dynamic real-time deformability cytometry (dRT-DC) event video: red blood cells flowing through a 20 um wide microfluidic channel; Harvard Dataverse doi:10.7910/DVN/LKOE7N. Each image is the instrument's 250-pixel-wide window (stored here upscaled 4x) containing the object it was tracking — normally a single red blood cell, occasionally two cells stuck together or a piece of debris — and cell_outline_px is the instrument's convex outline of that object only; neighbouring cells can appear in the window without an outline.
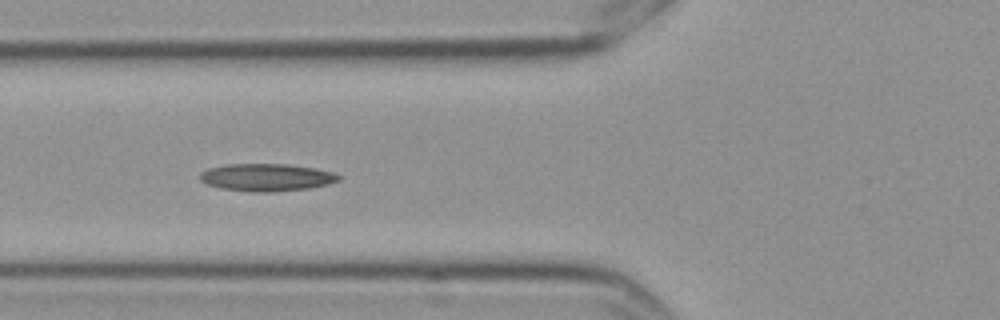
{"species": "Egyptian fruit bat (a non-hibernating species)", "species_latin": "Rousettus aegyptiacus", "temperature_condition": "cold", "stored_images_in_passage": 6, "camera_frame_rate_fps": 3000, "um_per_image_px": 0.085, "frame": {"image": 1, "passage_image": 4, "time_ms": 1.0, "image_size_px": [1000, 320], "cell_outline_px": [[340, 180], [328, 184], [308, 188], [272, 192], [252, 192], [220, 188], [208, 184], [200, 180], [200, 172], [208, 168], [228, 164], [288, 164], [316, 168], [332, 172], [340, 176]], "centroid_in_image_um": [22.65, 15.07], "position_along_channel_um": 103.1, "area_um2": 22.2}}
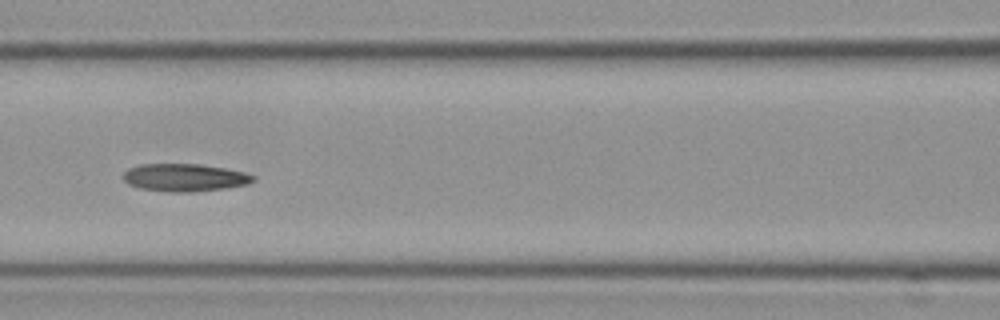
{"frame": {"image": 2, "passage_image": 5, "time_ms": 1.333, "image_size_px": [1000, 320], "cell_outline_px": [[256, 180], [248, 184], [224, 188], [192, 192], [168, 192], [140, 188], [128, 184], [124, 180], [124, 172], [128, 168], [140, 164], [196, 164], [224, 168], [244, 172], [256, 176]], "centroid_in_image_um": [15.7, 15.09], "position_along_channel_um": 150.9, "area_um2": 20.92}}
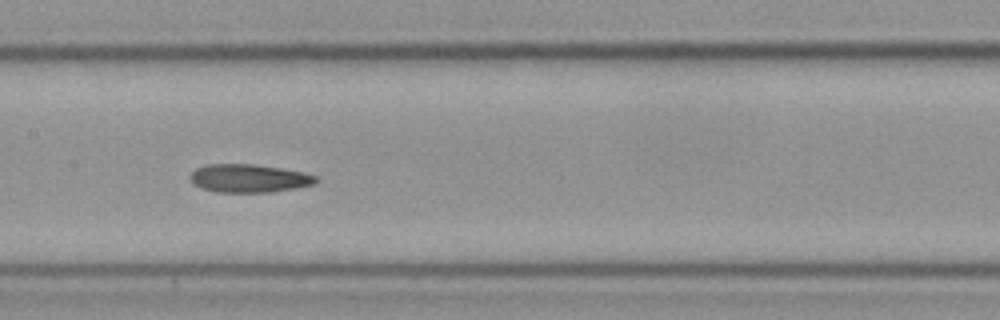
{"frame": {"image": 3, "passage_image": 6, "time_ms": 1.667, "image_size_px": [1000, 320], "cell_outline_px": [[320, 180], [312, 184], [296, 188], [272, 192], [216, 192], [204, 188], [196, 184], [192, 180], [192, 172], [196, 168], [208, 164], [252, 164], [280, 168], [304, 172], [316, 176]], "centroid_in_image_um": [21.22, 15.15], "position_along_channel_um": 186.2, "area_um2": 20.4}}